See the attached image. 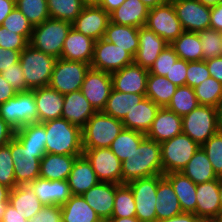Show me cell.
<instances>
[{
  "label": "cell",
  "mask_w": 222,
  "mask_h": 222,
  "mask_svg": "<svg viewBox=\"0 0 222 222\" xmlns=\"http://www.w3.org/2000/svg\"><path fill=\"white\" fill-rule=\"evenodd\" d=\"M135 200L127 184H115V199L111 217H135Z\"/></svg>",
  "instance_id": "cell-44"
},
{
  "label": "cell",
  "mask_w": 222,
  "mask_h": 222,
  "mask_svg": "<svg viewBox=\"0 0 222 222\" xmlns=\"http://www.w3.org/2000/svg\"><path fill=\"white\" fill-rule=\"evenodd\" d=\"M159 109L160 107L157 104L145 97L126 114L122 120L124 128L146 134Z\"/></svg>",
  "instance_id": "cell-28"
},
{
  "label": "cell",
  "mask_w": 222,
  "mask_h": 222,
  "mask_svg": "<svg viewBox=\"0 0 222 222\" xmlns=\"http://www.w3.org/2000/svg\"><path fill=\"white\" fill-rule=\"evenodd\" d=\"M178 86L170 82L165 76L148 75L147 90L148 97L159 107H167Z\"/></svg>",
  "instance_id": "cell-38"
},
{
  "label": "cell",
  "mask_w": 222,
  "mask_h": 222,
  "mask_svg": "<svg viewBox=\"0 0 222 222\" xmlns=\"http://www.w3.org/2000/svg\"><path fill=\"white\" fill-rule=\"evenodd\" d=\"M122 184L139 178L163 174L160 143L145 138L121 164Z\"/></svg>",
  "instance_id": "cell-1"
},
{
  "label": "cell",
  "mask_w": 222,
  "mask_h": 222,
  "mask_svg": "<svg viewBox=\"0 0 222 222\" xmlns=\"http://www.w3.org/2000/svg\"><path fill=\"white\" fill-rule=\"evenodd\" d=\"M139 28L109 22L104 39L126 50L133 58L139 48Z\"/></svg>",
  "instance_id": "cell-34"
},
{
  "label": "cell",
  "mask_w": 222,
  "mask_h": 222,
  "mask_svg": "<svg viewBox=\"0 0 222 222\" xmlns=\"http://www.w3.org/2000/svg\"><path fill=\"white\" fill-rule=\"evenodd\" d=\"M97 111L89 103L80 90L64 95V104L61 118L66 119L71 124L84 127L89 118Z\"/></svg>",
  "instance_id": "cell-24"
},
{
  "label": "cell",
  "mask_w": 222,
  "mask_h": 222,
  "mask_svg": "<svg viewBox=\"0 0 222 222\" xmlns=\"http://www.w3.org/2000/svg\"><path fill=\"white\" fill-rule=\"evenodd\" d=\"M8 203L27 220H30L44 206L29 184L14 187L10 191Z\"/></svg>",
  "instance_id": "cell-31"
},
{
  "label": "cell",
  "mask_w": 222,
  "mask_h": 222,
  "mask_svg": "<svg viewBox=\"0 0 222 222\" xmlns=\"http://www.w3.org/2000/svg\"><path fill=\"white\" fill-rule=\"evenodd\" d=\"M164 177L163 174L139 178L127 185L135 200L136 215L140 222H156V192L158 182Z\"/></svg>",
  "instance_id": "cell-9"
},
{
  "label": "cell",
  "mask_w": 222,
  "mask_h": 222,
  "mask_svg": "<svg viewBox=\"0 0 222 222\" xmlns=\"http://www.w3.org/2000/svg\"><path fill=\"white\" fill-rule=\"evenodd\" d=\"M138 43L139 48L133 58V62L147 69L151 67L159 54L169 45L154 31L145 26L139 28Z\"/></svg>",
  "instance_id": "cell-21"
},
{
  "label": "cell",
  "mask_w": 222,
  "mask_h": 222,
  "mask_svg": "<svg viewBox=\"0 0 222 222\" xmlns=\"http://www.w3.org/2000/svg\"><path fill=\"white\" fill-rule=\"evenodd\" d=\"M145 138L146 135L142 132L124 128L109 148L123 162L139 147Z\"/></svg>",
  "instance_id": "cell-41"
},
{
  "label": "cell",
  "mask_w": 222,
  "mask_h": 222,
  "mask_svg": "<svg viewBox=\"0 0 222 222\" xmlns=\"http://www.w3.org/2000/svg\"><path fill=\"white\" fill-rule=\"evenodd\" d=\"M15 131L0 117V147L7 145L15 137Z\"/></svg>",
  "instance_id": "cell-60"
},
{
  "label": "cell",
  "mask_w": 222,
  "mask_h": 222,
  "mask_svg": "<svg viewBox=\"0 0 222 222\" xmlns=\"http://www.w3.org/2000/svg\"><path fill=\"white\" fill-rule=\"evenodd\" d=\"M180 134H182V117L166 107H160L145 135L151 140L162 143Z\"/></svg>",
  "instance_id": "cell-19"
},
{
  "label": "cell",
  "mask_w": 222,
  "mask_h": 222,
  "mask_svg": "<svg viewBox=\"0 0 222 222\" xmlns=\"http://www.w3.org/2000/svg\"><path fill=\"white\" fill-rule=\"evenodd\" d=\"M16 7L33 26L50 18L47 0H16Z\"/></svg>",
  "instance_id": "cell-46"
},
{
  "label": "cell",
  "mask_w": 222,
  "mask_h": 222,
  "mask_svg": "<svg viewBox=\"0 0 222 222\" xmlns=\"http://www.w3.org/2000/svg\"><path fill=\"white\" fill-rule=\"evenodd\" d=\"M15 7L16 0H0V26Z\"/></svg>",
  "instance_id": "cell-63"
},
{
  "label": "cell",
  "mask_w": 222,
  "mask_h": 222,
  "mask_svg": "<svg viewBox=\"0 0 222 222\" xmlns=\"http://www.w3.org/2000/svg\"><path fill=\"white\" fill-rule=\"evenodd\" d=\"M125 0H100L99 6L103 8L108 14L122 5Z\"/></svg>",
  "instance_id": "cell-65"
},
{
  "label": "cell",
  "mask_w": 222,
  "mask_h": 222,
  "mask_svg": "<svg viewBox=\"0 0 222 222\" xmlns=\"http://www.w3.org/2000/svg\"><path fill=\"white\" fill-rule=\"evenodd\" d=\"M220 56H222V41H221V53H220Z\"/></svg>",
  "instance_id": "cell-76"
},
{
  "label": "cell",
  "mask_w": 222,
  "mask_h": 222,
  "mask_svg": "<svg viewBox=\"0 0 222 222\" xmlns=\"http://www.w3.org/2000/svg\"><path fill=\"white\" fill-rule=\"evenodd\" d=\"M220 204L222 209V176L218 177Z\"/></svg>",
  "instance_id": "cell-73"
},
{
  "label": "cell",
  "mask_w": 222,
  "mask_h": 222,
  "mask_svg": "<svg viewBox=\"0 0 222 222\" xmlns=\"http://www.w3.org/2000/svg\"><path fill=\"white\" fill-rule=\"evenodd\" d=\"M50 18L73 23L85 7L81 0H47Z\"/></svg>",
  "instance_id": "cell-42"
},
{
  "label": "cell",
  "mask_w": 222,
  "mask_h": 222,
  "mask_svg": "<svg viewBox=\"0 0 222 222\" xmlns=\"http://www.w3.org/2000/svg\"><path fill=\"white\" fill-rule=\"evenodd\" d=\"M89 68L88 63L59 58L55 63L48 86L62 95L80 90Z\"/></svg>",
  "instance_id": "cell-10"
},
{
  "label": "cell",
  "mask_w": 222,
  "mask_h": 222,
  "mask_svg": "<svg viewBox=\"0 0 222 222\" xmlns=\"http://www.w3.org/2000/svg\"><path fill=\"white\" fill-rule=\"evenodd\" d=\"M132 63L133 57L126 50L104 38L95 41L91 68L113 73Z\"/></svg>",
  "instance_id": "cell-13"
},
{
  "label": "cell",
  "mask_w": 222,
  "mask_h": 222,
  "mask_svg": "<svg viewBox=\"0 0 222 222\" xmlns=\"http://www.w3.org/2000/svg\"><path fill=\"white\" fill-rule=\"evenodd\" d=\"M1 26L22 35L28 42L31 39L33 25L17 7H15L11 13L8 14Z\"/></svg>",
  "instance_id": "cell-49"
},
{
  "label": "cell",
  "mask_w": 222,
  "mask_h": 222,
  "mask_svg": "<svg viewBox=\"0 0 222 222\" xmlns=\"http://www.w3.org/2000/svg\"><path fill=\"white\" fill-rule=\"evenodd\" d=\"M81 155L46 153L40 160L39 177L47 180H67L76 158Z\"/></svg>",
  "instance_id": "cell-29"
},
{
  "label": "cell",
  "mask_w": 222,
  "mask_h": 222,
  "mask_svg": "<svg viewBox=\"0 0 222 222\" xmlns=\"http://www.w3.org/2000/svg\"><path fill=\"white\" fill-rule=\"evenodd\" d=\"M67 180L72 195H82L100 182L91 163L84 155L76 158Z\"/></svg>",
  "instance_id": "cell-27"
},
{
  "label": "cell",
  "mask_w": 222,
  "mask_h": 222,
  "mask_svg": "<svg viewBox=\"0 0 222 222\" xmlns=\"http://www.w3.org/2000/svg\"><path fill=\"white\" fill-rule=\"evenodd\" d=\"M197 33L201 41L203 60L219 57L221 53L222 32L209 28Z\"/></svg>",
  "instance_id": "cell-47"
},
{
  "label": "cell",
  "mask_w": 222,
  "mask_h": 222,
  "mask_svg": "<svg viewBox=\"0 0 222 222\" xmlns=\"http://www.w3.org/2000/svg\"><path fill=\"white\" fill-rule=\"evenodd\" d=\"M196 217L197 216L194 213L182 212L181 214H178L174 217L156 222H194Z\"/></svg>",
  "instance_id": "cell-64"
},
{
  "label": "cell",
  "mask_w": 222,
  "mask_h": 222,
  "mask_svg": "<svg viewBox=\"0 0 222 222\" xmlns=\"http://www.w3.org/2000/svg\"><path fill=\"white\" fill-rule=\"evenodd\" d=\"M217 222H222V210L219 212V214L216 216Z\"/></svg>",
  "instance_id": "cell-75"
},
{
  "label": "cell",
  "mask_w": 222,
  "mask_h": 222,
  "mask_svg": "<svg viewBox=\"0 0 222 222\" xmlns=\"http://www.w3.org/2000/svg\"><path fill=\"white\" fill-rule=\"evenodd\" d=\"M144 26L169 44L184 32L172 2L149 9Z\"/></svg>",
  "instance_id": "cell-12"
},
{
  "label": "cell",
  "mask_w": 222,
  "mask_h": 222,
  "mask_svg": "<svg viewBox=\"0 0 222 222\" xmlns=\"http://www.w3.org/2000/svg\"><path fill=\"white\" fill-rule=\"evenodd\" d=\"M187 65L188 62L186 60L178 59L165 77L177 86L186 85Z\"/></svg>",
  "instance_id": "cell-56"
},
{
  "label": "cell",
  "mask_w": 222,
  "mask_h": 222,
  "mask_svg": "<svg viewBox=\"0 0 222 222\" xmlns=\"http://www.w3.org/2000/svg\"><path fill=\"white\" fill-rule=\"evenodd\" d=\"M10 152L14 162V173L17 185L29 184L39 177L40 160L46 151L26 149L15 137L10 140Z\"/></svg>",
  "instance_id": "cell-11"
},
{
  "label": "cell",
  "mask_w": 222,
  "mask_h": 222,
  "mask_svg": "<svg viewBox=\"0 0 222 222\" xmlns=\"http://www.w3.org/2000/svg\"><path fill=\"white\" fill-rule=\"evenodd\" d=\"M0 117L15 130L24 125L38 122L34 90L17 92L13 98L1 103Z\"/></svg>",
  "instance_id": "cell-7"
},
{
  "label": "cell",
  "mask_w": 222,
  "mask_h": 222,
  "mask_svg": "<svg viewBox=\"0 0 222 222\" xmlns=\"http://www.w3.org/2000/svg\"><path fill=\"white\" fill-rule=\"evenodd\" d=\"M57 58L34 49L30 44L20 53L19 63L27 87L34 90L49 85Z\"/></svg>",
  "instance_id": "cell-5"
},
{
  "label": "cell",
  "mask_w": 222,
  "mask_h": 222,
  "mask_svg": "<svg viewBox=\"0 0 222 222\" xmlns=\"http://www.w3.org/2000/svg\"><path fill=\"white\" fill-rule=\"evenodd\" d=\"M11 189L0 184V203H8Z\"/></svg>",
  "instance_id": "cell-67"
},
{
  "label": "cell",
  "mask_w": 222,
  "mask_h": 222,
  "mask_svg": "<svg viewBox=\"0 0 222 222\" xmlns=\"http://www.w3.org/2000/svg\"><path fill=\"white\" fill-rule=\"evenodd\" d=\"M82 197L103 222L111 218L115 199L114 183L99 182L83 193Z\"/></svg>",
  "instance_id": "cell-22"
},
{
  "label": "cell",
  "mask_w": 222,
  "mask_h": 222,
  "mask_svg": "<svg viewBox=\"0 0 222 222\" xmlns=\"http://www.w3.org/2000/svg\"><path fill=\"white\" fill-rule=\"evenodd\" d=\"M16 94L17 91L11 87L0 73V104L13 98Z\"/></svg>",
  "instance_id": "cell-61"
},
{
  "label": "cell",
  "mask_w": 222,
  "mask_h": 222,
  "mask_svg": "<svg viewBox=\"0 0 222 222\" xmlns=\"http://www.w3.org/2000/svg\"><path fill=\"white\" fill-rule=\"evenodd\" d=\"M26 218H23L17 210L11 205L7 204L4 214L0 222H27Z\"/></svg>",
  "instance_id": "cell-62"
},
{
  "label": "cell",
  "mask_w": 222,
  "mask_h": 222,
  "mask_svg": "<svg viewBox=\"0 0 222 222\" xmlns=\"http://www.w3.org/2000/svg\"><path fill=\"white\" fill-rule=\"evenodd\" d=\"M109 22L110 14L103 8L100 6H85L72 23V27L97 41L104 37Z\"/></svg>",
  "instance_id": "cell-17"
},
{
  "label": "cell",
  "mask_w": 222,
  "mask_h": 222,
  "mask_svg": "<svg viewBox=\"0 0 222 222\" xmlns=\"http://www.w3.org/2000/svg\"><path fill=\"white\" fill-rule=\"evenodd\" d=\"M94 43L95 40H93L91 37L78 32L72 27L64 41L60 58L69 61H79L91 64Z\"/></svg>",
  "instance_id": "cell-23"
},
{
  "label": "cell",
  "mask_w": 222,
  "mask_h": 222,
  "mask_svg": "<svg viewBox=\"0 0 222 222\" xmlns=\"http://www.w3.org/2000/svg\"><path fill=\"white\" fill-rule=\"evenodd\" d=\"M123 129L121 120L97 111L82 128L83 149L109 148Z\"/></svg>",
  "instance_id": "cell-3"
},
{
  "label": "cell",
  "mask_w": 222,
  "mask_h": 222,
  "mask_svg": "<svg viewBox=\"0 0 222 222\" xmlns=\"http://www.w3.org/2000/svg\"><path fill=\"white\" fill-rule=\"evenodd\" d=\"M217 177L222 176V132L218 131L201 145Z\"/></svg>",
  "instance_id": "cell-48"
},
{
  "label": "cell",
  "mask_w": 222,
  "mask_h": 222,
  "mask_svg": "<svg viewBox=\"0 0 222 222\" xmlns=\"http://www.w3.org/2000/svg\"><path fill=\"white\" fill-rule=\"evenodd\" d=\"M210 28L222 32V3L211 7Z\"/></svg>",
  "instance_id": "cell-59"
},
{
  "label": "cell",
  "mask_w": 222,
  "mask_h": 222,
  "mask_svg": "<svg viewBox=\"0 0 222 222\" xmlns=\"http://www.w3.org/2000/svg\"><path fill=\"white\" fill-rule=\"evenodd\" d=\"M181 173L195 184L218 180L208 156L201 147L195 152Z\"/></svg>",
  "instance_id": "cell-36"
},
{
  "label": "cell",
  "mask_w": 222,
  "mask_h": 222,
  "mask_svg": "<svg viewBox=\"0 0 222 222\" xmlns=\"http://www.w3.org/2000/svg\"><path fill=\"white\" fill-rule=\"evenodd\" d=\"M29 185L44 205H63L71 197L72 192L68 180H47L38 177Z\"/></svg>",
  "instance_id": "cell-20"
},
{
  "label": "cell",
  "mask_w": 222,
  "mask_h": 222,
  "mask_svg": "<svg viewBox=\"0 0 222 222\" xmlns=\"http://www.w3.org/2000/svg\"><path fill=\"white\" fill-rule=\"evenodd\" d=\"M106 222H140L137 217H128V218H117L111 217Z\"/></svg>",
  "instance_id": "cell-68"
},
{
  "label": "cell",
  "mask_w": 222,
  "mask_h": 222,
  "mask_svg": "<svg viewBox=\"0 0 222 222\" xmlns=\"http://www.w3.org/2000/svg\"><path fill=\"white\" fill-rule=\"evenodd\" d=\"M46 130L43 123L34 122L15 131V138L31 151H46Z\"/></svg>",
  "instance_id": "cell-40"
},
{
  "label": "cell",
  "mask_w": 222,
  "mask_h": 222,
  "mask_svg": "<svg viewBox=\"0 0 222 222\" xmlns=\"http://www.w3.org/2000/svg\"><path fill=\"white\" fill-rule=\"evenodd\" d=\"M21 52L22 51H15L0 47V73L4 69H8L11 65L18 63Z\"/></svg>",
  "instance_id": "cell-57"
},
{
  "label": "cell",
  "mask_w": 222,
  "mask_h": 222,
  "mask_svg": "<svg viewBox=\"0 0 222 222\" xmlns=\"http://www.w3.org/2000/svg\"><path fill=\"white\" fill-rule=\"evenodd\" d=\"M0 184L11 190L17 186L14 173V162L10 152V141L0 147Z\"/></svg>",
  "instance_id": "cell-50"
},
{
  "label": "cell",
  "mask_w": 222,
  "mask_h": 222,
  "mask_svg": "<svg viewBox=\"0 0 222 222\" xmlns=\"http://www.w3.org/2000/svg\"><path fill=\"white\" fill-rule=\"evenodd\" d=\"M84 6H99L100 0H81Z\"/></svg>",
  "instance_id": "cell-72"
},
{
  "label": "cell",
  "mask_w": 222,
  "mask_h": 222,
  "mask_svg": "<svg viewBox=\"0 0 222 222\" xmlns=\"http://www.w3.org/2000/svg\"><path fill=\"white\" fill-rule=\"evenodd\" d=\"M27 222H63L61 206L44 205L42 209Z\"/></svg>",
  "instance_id": "cell-55"
},
{
  "label": "cell",
  "mask_w": 222,
  "mask_h": 222,
  "mask_svg": "<svg viewBox=\"0 0 222 222\" xmlns=\"http://www.w3.org/2000/svg\"><path fill=\"white\" fill-rule=\"evenodd\" d=\"M38 122L43 123L62 116L64 95L49 86L34 89Z\"/></svg>",
  "instance_id": "cell-25"
},
{
  "label": "cell",
  "mask_w": 222,
  "mask_h": 222,
  "mask_svg": "<svg viewBox=\"0 0 222 222\" xmlns=\"http://www.w3.org/2000/svg\"><path fill=\"white\" fill-rule=\"evenodd\" d=\"M1 75L17 92L30 90L27 87L25 77L23 76V70L19 62L11 65L8 69H4Z\"/></svg>",
  "instance_id": "cell-53"
},
{
  "label": "cell",
  "mask_w": 222,
  "mask_h": 222,
  "mask_svg": "<svg viewBox=\"0 0 222 222\" xmlns=\"http://www.w3.org/2000/svg\"><path fill=\"white\" fill-rule=\"evenodd\" d=\"M219 131L217 108L198 105L182 117V133L200 146Z\"/></svg>",
  "instance_id": "cell-6"
},
{
  "label": "cell",
  "mask_w": 222,
  "mask_h": 222,
  "mask_svg": "<svg viewBox=\"0 0 222 222\" xmlns=\"http://www.w3.org/2000/svg\"><path fill=\"white\" fill-rule=\"evenodd\" d=\"M100 182L122 184V162L110 148L83 149Z\"/></svg>",
  "instance_id": "cell-14"
},
{
  "label": "cell",
  "mask_w": 222,
  "mask_h": 222,
  "mask_svg": "<svg viewBox=\"0 0 222 222\" xmlns=\"http://www.w3.org/2000/svg\"><path fill=\"white\" fill-rule=\"evenodd\" d=\"M170 45L179 59L187 62L203 60L201 41L197 32L184 31Z\"/></svg>",
  "instance_id": "cell-39"
},
{
  "label": "cell",
  "mask_w": 222,
  "mask_h": 222,
  "mask_svg": "<svg viewBox=\"0 0 222 222\" xmlns=\"http://www.w3.org/2000/svg\"><path fill=\"white\" fill-rule=\"evenodd\" d=\"M186 71V85L193 89L210 77L205 60L188 62Z\"/></svg>",
  "instance_id": "cell-52"
},
{
  "label": "cell",
  "mask_w": 222,
  "mask_h": 222,
  "mask_svg": "<svg viewBox=\"0 0 222 222\" xmlns=\"http://www.w3.org/2000/svg\"><path fill=\"white\" fill-rule=\"evenodd\" d=\"M210 76L222 83V56L205 60Z\"/></svg>",
  "instance_id": "cell-58"
},
{
  "label": "cell",
  "mask_w": 222,
  "mask_h": 222,
  "mask_svg": "<svg viewBox=\"0 0 222 222\" xmlns=\"http://www.w3.org/2000/svg\"><path fill=\"white\" fill-rule=\"evenodd\" d=\"M61 214L63 222H103L82 195H72L61 205Z\"/></svg>",
  "instance_id": "cell-35"
},
{
  "label": "cell",
  "mask_w": 222,
  "mask_h": 222,
  "mask_svg": "<svg viewBox=\"0 0 222 222\" xmlns=\"http://www.w3.org/2000/svg\"><path fill=\"white\" fill-rule=\"evenodd\" d=\"M148 69L134 62L111 73L113 89L118 92L146 94Z\"/></svg>",
  "instance_id": "cell-18"
},
{
  "label": "cell",
  "mask_w": 222,
  "mask_h": 222,
  "mask_svg": "<svg viewBox=\"0 0 222 222\" xmlns=\"http://www.w3.org/2000/svg\"><path fill=\"white\" fill-rule=\"evenodd\" d=\"M156 196L157 221L174 217L183 212L173 186L165 177L158 182Z\"/></svg>",
  "instance_id": "cell-32"
},
{
  "label": "cell",
  "mask_w": 222,
  "mask_h": 222,
  "mask_svg": "<svg viewBox=\"0 0 222 222\" xmlns=\"http://www.w3.org/2000/svg\"><path fill=\"white\" fill-rule=\"evenodd\" d=\"M217 112H218V126H219V131L222 132V101L217 107Z\"/></svg>",
  "instance_id": "cell-70"
},
{
  "label": "cell",
  "mask_w": 222,
  "mask_h": 222,
  "mask_svg": "<svg viewBox=\"0 0 222 222\" xmlns=\"http://www.w3.org/2000/svg\"><path fill=\"white\" fill-rule=\"evenodd\" d=\"M184 31L200 32L210 28L211 7L198 0L172 1Z\"/></svg>",
  "instance_id": "cell-16"
},
{
  "label": "cell",
  "mask_w": 222,
  "mask_h": 222,
  "mask_svg": "<svg viewBox=\"0 0 222 222\" xmlns=\"http://www.w3.org/2000/svg\"><path fill=\"white\" fill-rule=\"evenodd\" d=\"M72 23L59 19L48 18L42 24L33 26L29 44L36 50L59 59L63 44Z\"/></svg>",
  "instance_id": "cell-4"
},
{
  "label": "cell",
  "mask_w": 222,
  "mask_h": 222,
  "mask_svg": "<svg viewBox=\"0 0 222 222\" xmlns=\"http://www.w3.org/2000/svg\"><path fill=\"white\" fill-rule=\"evenodd\" d=\"M179 59L178 55L175 53L174 48L169 44L165 49L159 54L155 62L148 69L150 74L157 76H166L172 65Z\"/></svg>",
  "instance_id": "cell-51"
},
{
  "label": "cell",
  "mask_w": 222,
  "mask_h": 222,
  "mask_svg": "<svg viewBox=\"0 0 222 222\" xmlns=\"http://www.w3.org/2000/svg\"><path fill=\"white\" fill-rule=\"evenodd\" d=\"M199 105L218 107L222 101V83L209 77L194 88Z\"/></svg>",
  "instance_id": "cell-45"
},
{
  "label": "cell",
  "mask_w": 222,
  "mask_h": 222,
  "mask_svg": "<svg viewBox=\"0 0 222 222\" xmlns=\"http://www.w3.org/2000/svg\"><path fill=\"white\" fill-rule=\"evenodd\" d=\"M164 177L171 183L183 212L194 213L196 210V186L191 179L181 172L164 174Z\"/></svg>",
  "instance_id": "cell-33"
},
{
  "label": "cell",
  "mask_w": 222,
  "mask_h": 222,
  "mask_svg": "<svg viewBox=\"0 0 222 222\" xmlns=\"http://www.w3.org/2000/svg\"><path fill=\"white\" fill-rule=\"evenodd\" d=\"M196 200V216L216 218L222 210L218 180L197 184Z\"/></svg>",
  "instance_id": "cell-26"
},
{
  "label": "cell",
  "mask_w": 222,
  "mask_h": 222,
  "mask_svg": "<svg viewBox=\"0 0 222 222\" xmlns=\"http://www.w3.org/2000/svg\"><path fill=\"white\" fill-rule=\"evenodd\" d=\"M160 145L163 175L171 172H181L201 147L183 133L160 143Z\"/></svg>",
  "instance_id": "cell-8"
},
{
  "label": "cell",
  "mask_w": 222,
  "mask_h": 222,
  "mask_svg": "<svg viewBox=\"0 0 222 222\" xmlns=\"http://www.w3.org/2000/svg\"><path fill=\"white\" fill-rule=\"evenodd\" d=\"M194 222H217L216 218L197 216Z\"/></svg>",
  "instance_id": "cell-71"
},
{
  "label": "cell",
  "mask_w": 222,
  "mask_h": 222,
  "mask_svg": "<svg viewBox=\"0 0 222 222\" xmlns=\"http://www.w3.org/2000/svg\"><path fill=\"white\" fill-rule=\"evenodd\" d=\"M202 4L212 7L222 3V0H198Z\"/></svg>",
  "instance_id": "cell-69"
},
{
  "label": "cell",
  "mask_w": 222,
  "mask_h": 222,
  "mask_svg": "<svg viewBox=\"0 0 222 222\" xmlns=\"http://www.w3.org/2000/svg\"><path fill=\"white\" fill-rule=\"evenodd\" d=\"M46 135V153L83 155L82 129L64 118L43 122Z\"/></svg>",
  "instance_id": "cell-2"
},
{
  "label": "cell",
  "mask_w": 222,
  "mask_h": 222,
  "mask_svg": "<svg viewBox=\"0 0 222 222\" xmlns=\"http://www.w3.org/2000/svg\"><path fill=\"white\" fill-rule=\"evenodd\" d=\"M8 203H0V221L2 219V216L4 214L5 208L7 206Z\"/></svg>",
  "instance_id": "cell-74"
},
{
  "label": "cell",
  "mask_w": 222,
  "mask_h": 222,
  "mask_svg": "<svg viewBox=\"0 0 222 222\" xmlns=\"http://www.w3.org/2000/svg\"><path fill=\"white\" fill-rule=\"evenodd\" d=\"M28 45L29 42L22 35L0 26V47L15 51H22Z\"/></svg>",
  "instance_id": "cell-54"
},
{
  "label": "cell",
  "mask_w": 222,
  "mask_h": 222,
  "mask_svg": "<svg viewBox=\"0 0 222 222\" xmlns=\"http://www.w3.org/2000/svg\"><path fill=\"white\" fill-rule=\"evenodd\" d=\"M149 9L155 8L157 6L164 5L169 2V0H140Z\"/></svg>",
  "instance_id": "cell-66"
},
{
  "label": "cell",
  "mask_w": 222,
  "mask_h": 222,
  "mask_svg": "<svg viewBox=\"0 0 222 222\" xmlns=\"http://www.w3.org/2000/svg\"><path fill=\"white\" fill-rule=\"evenodd\" d=\"M144 98L145 94L124 93L112 89L106 106L102 111L105 114L122 121L126 114Z\"/></svg>",
  "instance_id": "cell-37"
},
{
  "label": "cell",
  "mask_w": 222,
  "mask_h": 222,
  "mask_svg": "<svg viewBox=\"0 0 222 222\" xmlns=\"http://www.w3.org/2000/svg\"><path fill=\"white\" fill-rule=\"evenodd\" d=\"M198 105L195 90L188 85H184L176 88L175 94L166 108L183 117Z\"/></svg>",
  "instance_id": "cell-43"
},
{
  "label": "cell",
  "mask_w": 222,
  "mask_h": 222,
  "mask_svg": "<svg viewBox=\"0 0 222 222\" xmlns=\"http://www.w3.org/2000/svg\"><path fill=\"white\" fill-rule=\"evenodd\" d=\"M113 89L111 73L89 68L80 91L96 111H102Z\"/></svg>",
  "instance_id": "cell-15"
},
{
  "label": "cell",
  "mask_w": 222,
  "mask_h": 222,
  "mask_svg": "<svg viewBox=\"0 0 222 222\" xmlns=\"http://www.w3.org/2000/svg\"><path fill=\"white\" fill-rule=\"evenodd\" d=\"M148 12L149 8L140 0H125L110 13V21L118 25L140 28L145 25Z\"/></svg>",
  "instance_id": "cell-30"
}]
</instances>
